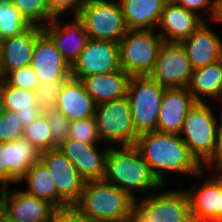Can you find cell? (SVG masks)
<instances>
[{"label": "cell", "instance_id": "8992f818", "mask_svg": "<svg viewBox=\"0 0 222 222\" xmlns=\"http://www.w3.org/2000/svg\"><path fill=\"white\" fill-rule=\"evenodd\" d=\"M165 89L148 75L130 77L127 97L130 102L133 124L139 135L156 131Z\"/></svg>", "mask_w": 222, "mask_h": 222}, {"label": "cell", "instance_id": "277c9868", "mask_svg": "<svg viewBox=\"0 0 222 222\" xmlns=\"http://www.w3.org/2000/svg\"><path fill=\"white\" fill-rule=\"evenodd\" d=\"M217 118L207 102H195L184 119L179 136L201 165L214 151L220 121Z\"/></svg>", "mask_w": 222, "mask_h": 222}, {"label": "cell", "instance_id": "f546056e", "mask_svg": "<svg viewBox=\"0 0 222 222\" xmlns=\"http://www.w3.org/2000/svg\"><path fill=\"white\" fill-rule=\"evenodd\" d=\"M30 25L46 26L55 17L50 13L46 0H10ZM44 21V22H42ZM47 23V24H46Z\"/></svg>", "mask_w": 222, "mask_h": 222}, {"label": "cell", "instance_id": "f35d334b", "mask_svg": "<svg viewBox=\"0 0 222 222\" xmlns=\"http://www.w3.org/2000/svg\"><path fill=\"white\" fill-rule=\"evenodd\" d=\"M220 118L221 119L219 121V125L217 128L214 151L212 153V156L202 165L203 169H205L204 168L205 166H208L211 169H212V166H214V168L216 167L218 174H222V114Z\"/></svg>", "mask_w": 222, "mask_h": 222}, {"label": "cell", "instance_id": "1f68e13d", "mask_svg": "<svg viewBox=\"0 0 222 222\" xmlns=\"http://www.w3.org/2000/svg\"><path fill=\"white\" fill-rule=\"evenodd\" d=\"M68 139H73L84 143L100 142L101 139L98 135L95 116L71 121Z\"/></svg>", "mask_w": 222, "mask_h": 222}, {"label": "cell", "instance_id": "ab89813d", "mask_svg": "<svg viewBox=\"0 0 222 222\" xmlns=\"http://www.w3.org/2000/svg\"><path fill=\"white\" fill-rule=\"evenodd\" d=\"M173 1L178 5H180L181 7H184L186 10L192 11L198 15L200 14V10L205 8H207L208 10L209 8V10L211 11V20L213 21L215 15L216 0H173Z\"/></svg>", "mask_w": 222, "mask_h": 222}, {"label": "cell", "instance_id": "6da1fadb", "mask_svg": "<svg viewBox=\"0 0 222 222\" xmlns=\"http://www.w3.org/2000/svg\"><path fill=\"white\" fill-rule=\"evenodd\" d=\"M135 146L162 185L167 183V171L203 175V166L178 134L146 132L138 136Z\"/></svg>", "mask_w": 222, "mask_h": 222}, {"label": "cell", "instance_id": "ac0fdd59", "mask_svg": "<svg viewBox=\"0 0 222 222\" xmlns=\"http://www.w3.org/2000/svg\"><path fill=\"white\" fill-rule=\"evenodd\" d=\"M203 22L201 15L186 10L173 0H168L161 13L157 33L163 42L181 43L187 39Z\"/></svg>", "mask_w": 222, "mask_h": 222}, {"label": "cell", "instance_id": "d6a6232c", "mask_svg": "<svg viewBox=\"0 0 222 222\" xmlns=\"http://www.w3.org/2000/svg\"><path fill=\"white\" fill-rule=\"evenodd\" d=\"M67 80L50 81L49 83H40L35 90L37 104L42 113L50 112L55 109L57 97Z\"/></svg>", "mask_w": 222, "mask_h": 222}, {"label": "cell", "instance_id": "d6986e66", "mask_svg": "<svg viewBox=\"0 0 222 222\" xmlns=\"http://www.w3.org/2000/svg\"><path fill=\"white\" fill-rule=\"evenodd\" d=\"M195 100L188 88H166L157 120L156 131L180 134L184 119Z\"/></svg>", "mask_w": 222, "mask_h": 222}, {"label": "cell", "instance_id": "836d02e7", "mask_svg": "<svg viewBox=\"0 0 222 222\" xmlns=\"http://www.w3.org/2000/svg\"><path fill=\"white\" fill-rule=\"evenodd\" d=\"M23 137V126L15 111L0 108V141L12 142Z\"/></svg>", "mask_w": 222, "mask_h": 222}, {"label": "cell", "instance_id": "f1b7e54d", "mask_svg": "<svg viewBox=\"0 0 222 222\" xmlns=\"http://www.w3.org/2000/svg\"><path fill=\"white\" fill-rule=\"evenodd\" d=\"M31 25L10 0H0V38L20 35Z\"/></svg>", "mask_w": 222, "mask_h": 222}, {"label": "cell", "instance_id": "e575fe53", "mask_svg": "<svg viewBox=\"0 0 222 222\" xmlns=\"http://www.w3.org/2000/svg\"><path fill=\"white\" fill-rule=\"evenodd\" d=\"M44 114L46 115L51 128L54 149L68 139L71 121L68 120V118L57 109H53L50 112H46Z\"/></svg>", "mask_w": 222, "mask_h": 222}, {"label": "cell", "instance_id": "d590c367", "mask_svg": "<svg viewBox=\"0 0 222 222\" xmlns=\"http://www.w3.org/2000/svg\"><path fill=\"white\" fill-rule=\"evenodd\" d=\"M3 80L13 87L35 91L40 84L31 66L22 67L9 72Z\"/></svg>", "mask_w": 222, "mask_h": 222}, {"label": "cell", "instance_id": "b9f144b4", "mask_svg": "<svg viewBox=\"0 0 222 222\" xmlns=\"http://www.w3.org/2000/svg\"><path fill=\"white\" fill-rule=\"evenodd\" d=\"M213 21L222 22V0L215 1V15Z\"/></svg>", "mask_w": 222, "mask_h": 222}, {"label": "cell", "instance_id": "ffe728a7", "mask_svg": "<svg viewBox=\"0 0 222 222\" xmlns=\"http://www.w3.org/2000/svg\"><path fill=\"white\" fill-rule=\"evenodd\" d=\"M42 33V27L31 25L20 35L2 39L0 79L13 70L31 65L36 39Z\"/></svg>", "mask_w": 222, "mask_h": 222}, {"label": "cell", "instance_id": "4316f807", "mask_svg": "<svg viewBox=\"0 0 222 222\" xmlns=\"http://www.w3.org/2000/svg\"><path fill=\"white\" fill-rule=\"evenodd\" d=\"M188 90L195 102H207L203 101L202 95L214 99L222 98V58L194 69Z\"/></svg>", "mask_w": 222, "mask_h": 222}, {"label": "cell", "instance_id": "9a60e30c", "mask_svg": "<svg viewBox=\"0 0 222 222\" xmlns=\"http://www.w3.org/2000/svg\"><path fill=\"white\" fill-rule=\"evenodd\" d=\"M96 145V143L67 139L57 148L72 162L80 176L87 182L103 180L105 175L109 146L98 152Z\"/></svg>", "mask_w": 222, "mask_h": 222}, {"label": "cell", "instance_id": "52a82bcc", "mask_svg": "<svg viewBox=\"0 0 222 222\" xmlns=\"http://www.w3.org/2000/svg\"><path fill=\"white\" fill-rule=\"evenodd\" d=\"M162 43L154 30H128L118 43L121 69L130 76L149 75Z\"/></svg>", "mask_w": 222, "mask_h": 222}, {"label": "cell", "instance_id": "7a4b0ae2", "mask_svg": "<svg viewBox=\"0 0 222 222\" xmlns=\"http://www.w3.org/2000/svg\"><path fill=\"white\" fill-rule=\"evenodd\" d=\"M103 180L127 192L135 200L137 189L145 192L163 186L135 145H122L119 149L109 147Z\"/></svg>", "mask_w": 222, "mask_h": 222}, {"label": "cell", "instance_id": "5bb4252c", "mask_svg": "<svg viewBox=\"0 0 222 222\" xmlns=\"http://www.w3.org/2000/svg\"><path fill=\"white\" fill-rule=\"evenodd\" d=\"M0 188V209L11 219L20 222H49L56 209L50 202L26 194L23 190Z\"/></svg>", "mask_w": 222, "mask_h": 222}, {"label": "cell", "instance_id": "44dd1931", "mask_svg": "<svg viewBox=\"0 0 222 222\" xmlns=\"http://www.w3.org/2000/svg\"><path fill=\"white\" fill-rule=\"evenodd\" d=\"M181 44L193 70L222 58V40L205 22Z\"/></svg>", "mask_w": 222, "mask_h": 222}, {"label": "cell", "instance_id": "9c48e42d", "mask_svg": "<svg viewBox=\"0 0 222 222\" xmlns=\"http://www.w3.org/2000/svg\"><path fill=\"white\" fill-rule=\"evenodd\" d=\"M192 72L182 44L163 42L148 76L165 88H188Z\"/></svg>", "mask_w": 222, "mask_h": 222}, {"label": "cell", "instance_id": "7c38bea8", "mask_svg": "<svg viewBox=\"0 0 222 222\" xmlns=\"http://www.w3.org/2000/svg\"><path fill=\"white\" fill-rule=\"evenodd\" d=\"M134 203L146 214L149 222H193L186 189L151 194Z\"/></svg>", "mask_w": 222, "mask_h": 222}, {"label": "cell", "instance_id": "603a6c76", "mask_svg": "<svg viewBox=\"0 0 222 222\" xmlns=\"http://www.w3.org/2000/svg\"><path fill=\"white\" fill-rule=\"evenodd\" d=\"M55 109L68 120L75 121L95 116L96 103L81 80L70 77L57 97Z\"/></svg>", "mask_w": 222, "mask_h": 222}, {"label": "cell", "instance_id": "cb8c5ba5", "mask_svg": "<svg viewBox=\"0 0 222 222\" xmlns=\"http://www.w3.org/2000/svg\"><path fill=\"white\" fill-rule=\"evenodd\" d=\"M0 108L15 111L23 128L41 114L35 91L9 86L0 79Z\"/></svg>", "mask_w": 222, "mask_h": 222}, {"label": "cell", "instance_id": "83f0119b", "mask_svg": "<svg viewBox=\"0 0 222 222\" xmlns=\"http://www.w3.org/2000/svg\"><path fill=\"white\" fill-rule=\"evenodd\" d=\"M24 180L28 187L27 190H23L26 194L46 200L56 208L69 206L59 196L50 172L41 161L31 166Z\"/></svg>", "mask_w": 222, "mask_h": 222}, {"label": "cell", "instance_id": "ee69618b", "mask_svg": "<svg viewBox=\"0 0 222 222\" xmlns=\"http://www.w3.org/2000/svg\"><path fill=\"white\" fill-rule=\"evenodd\" d=\"M219 222H222V175H221V190H220V202H219Z\"/></svg>", "mask_w": 222, "mask_h": 222}, {"label": "cell", "instance_id": "60d3db41", "mask_svg": "<svg viewBox=\"0 0 222 222\" xmlns=\"http://www.w3.org/2000/svg\"><path fill=\"white\" fill-rule=\"evenodd\" d=\"M125 222H149L146 214L134 203L126 216Z\"/></svg>", "mask_w": 222, "mask_h": 222}, {"label": "cell", "instance_id": "3957f363", "mask_svg": "<svg viewBox=\"0 0 222 222\" xmlns=\"http://www.w3.org/2000/svg\"><path fill=\"white\" fill-rule=\"evenodd\" d=\"M135 199L104 180L87 181L76 206L92 222H125Z\"/></svg>", "mask_w": 222, "mask_h": 222}, {"label": "cell", "instance_id": "d4e9b609", "mask_svg": "<svg viewBox=\"0 0 222 222\" xmlns=\"http://www.w3.org/2000/svg\"><path fill=\"white\" fill-rule=\"evenodd\" d=\"M130 77L120 69L106 74L89 75L81 81L94 102L100 104L126 96Z\"/></svg>", "mask_w": 222, "mask_h": 222}, {"label": "cell", "instance_id": "7bdbcfd3", "mask_svg": "<svg viewBox=\"0 0 222 222\" xmlns=\"http://www.w3.org/2000/svg\"><path fill=\"white\" fill-rule=\"evenodd\" d=\"M0 222H20L9 218L1 209H0Z\"/></svg>", "mask_w": 222, "mask_h": 222}, {"label": "cell", "instance_id": "74e56055", "mask_svg": "<svg viewBox=\"0 0 222 222\" xmlns=\"http://www.w3.org/2000/svg\"><path fill=\"white\" fill-rule=\"evenodd\" d=\"M50 13L60 17L65 10L72 9L74 16H78L85 0H46Z\"/></svg>", "mask_w": 222, "mask_h": 222}, {"label": "cell", "instance_id": "4dcf8cb0", "mask_svg": "<svg viewBox=\"0 0 222 222\" xmlns=\"http://www.w3.org/2000/svg\"><path fill=\"white\" fill-rule=\"evenodd\" d=\"M23 137L28 139L40 152L53 149L51 128L44 113L29 126L23 128Z\"/></svg>", "mask_w": 222, "mask_h": 222}, {"label": "cell", "instance_id": "5b68a950", "mask_svg": "<svg viewBox=\"0 0 222 222\" xmlns=\"http://www.w3.org/2000/svg\"><path fill=\"white\" fill-rule=\"evenodd\" d=\"M77 17L93 40L119 43L128 31L118 1L85 0Z\"/></svg>", "mask_w": 222, "mask_h": 222}, {"label": "cell", "instance_id": "8d00e7d4", "mask_svg": "<svg viewBox=\"0 0 222 222\" xmlns=\"http://www.w3.org/2000/svg\"><path fill=\"white\" fill-rule=\"evenodd\" d=\"M49 222H92L76 206L56 208Z\"/></svg>", "mask_w": 222, "mask_h": 222}, {"label": "cell", "instance_id": "4fadbf2b", "mask_svg": "<svg viewBox=\"0 0 222 222\" xmlns=\"http://www.w3.org/2000/svg\"><path fill=\"white\" fill-rule=\"evenodd\" d=\"M40 161L50 172L59 196L68 205H75L82 196L86 181L72 162L58 148L41 152Z\"/></svg>", "mask_w": 222, "mask_h": 222}, {"label": "cell", "instance_id": "ba28073f", "mask_svg": "<svg viewBox=\"0 0 222 222\" xmlns=\"http://www.w3.org/2000/svg\"><path fill=\"white\" fill-rule=\"evenodd\" d=\"M95 119L101 140L121 146L135 145L139 134L133 124L127 95L96 104Z\"/></svg>", "mask_w": 222, "mask_h": 222}, {"label": "cell", "instance_id": "7402d4cb", "mask_svg": "<svg viewBox=\"0 0 222 222\" xmlns=\"http://www.w3.org/2000/svg\"><path fill=\"white\" fill-rule=\"evenodd\" d=\"M208 178L201 187L186 191L190 201L193 222H219L221 174Z\"/></svg>", "mask_w": 222, "mask_h": 222}, {"label": "cell", "instance_id": "e0dca14e", "mask_svg": "<svg viewBox=\"0 0 222 222\" xmlns=\"http://www.w3.org/2000/svg\"><path fill=\"white\" fill-rule=\"evenodd\" d=\"M59 20V17H55L42 29L55 44L63 59L72 66L87 46L90 37L85 32L83 22L77 16H74L72 24L62 25Z\"/></svg>", "mask_w": 222, "mask_h": 222}, {"label": "cell", "instance_id": "8fae6325", "mask_svg": "<svg viewBox=\"0 0 222 222\" xmlns=\"http://www.w3.org/2000/svg\"><path fill=\"white\" fill-rule=\"evenodd\" d=\"M120 69L119 44L90 39L71 66V77L82 80L89 75L106 74Z\"/></svg>", "mask_w": 222, "mask_h": 222}, {"label": "cell", "instance_id": "30bf717a", "mask_svg": "<svg viewBox=\"0 0 222 222\" xmlns=\"http://www.w3.org/2000/svg\"><path fill=\"white\" fill-rule=\"evenodd\" d=\"M41 152L25 137L0 145V187L19 183L34 163L40 161Z\"/></svg>", "mask_w": 222, "mask_h": 222}, {"label": "cell", "instance_id": "484cf974", "mask_svg": "<svg viewBox=\"0 0 222 222\" xmlns=\"http://www.w3.org/2000/svg\"><path fill=\"white\" fill-rule=\"evenodd\" d=\"M168 0H118L128 30H154Z\"/></svg>", "mask_w": 222, "mask_h": 222}, {"label": "cell", "instance_id": "2e32d148", "mask_svg": "<svg viewBox=\"0 0 222 222\" xmlns=\"http://www.w3.org/2000/svg\"><path fill=\"white\" fill-rule=\"evenodd\" d=\"M30 66L39 83L68 80L71 77V66L44 32L36 39Z\"/></svg>", "mask_w": 222, "mask_h": 222}, {"label": "cell", "instance_id": "f6af8a7d", "mask_svg": "<svg viewBox=\"0 0 222 222\" xmlns=\"http://www.w3.org/2000/svg\"><path fill=\"white\" fill-rule=\"evenodd\" d=\"M2 59V39L0 38V64Z\"/></svg>", "mask_w": 222, "mask_h": 222}]
</instances>
